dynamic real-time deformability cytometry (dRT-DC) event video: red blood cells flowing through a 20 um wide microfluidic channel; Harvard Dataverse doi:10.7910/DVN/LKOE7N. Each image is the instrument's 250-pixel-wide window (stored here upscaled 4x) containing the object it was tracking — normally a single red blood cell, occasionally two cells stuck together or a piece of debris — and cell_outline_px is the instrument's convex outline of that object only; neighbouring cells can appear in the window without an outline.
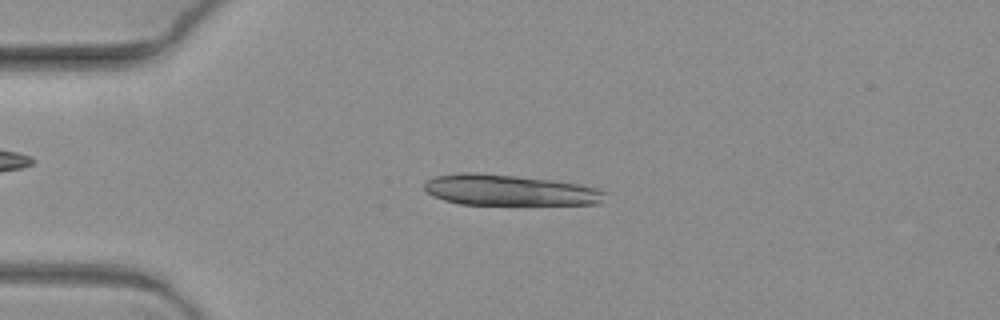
{"species": "common noctule bat (a hibernating species)", "species_latin": "Nyctalus noctula", "temperature_condition": "warm", "stored_images_in_passage": 8, "camera_frame_rate_fps": 3000, "um_per_image_px": 0.085, "animal": {"sex": "female", "body_mass_g": 19.3, "forearm_length_mm": 54.1}, "frame": {"image": 1, "passage_image": 4, "time_ms": 1.0, "image_size_px": [1000, 320], "cell_outline_px": [[608, 192], [600, 204], [460, 204], [444, 200], [432, 196], [424, 188], [424, 180], [432, 176], [460, 172], [476, 172], [516, 176], [552, 180], [580, 184], [600, 188]], "centroid_in_image_um": [43.29, 16.15], "position_along_channel_um": 41.7, "area_um2": 32.77}}